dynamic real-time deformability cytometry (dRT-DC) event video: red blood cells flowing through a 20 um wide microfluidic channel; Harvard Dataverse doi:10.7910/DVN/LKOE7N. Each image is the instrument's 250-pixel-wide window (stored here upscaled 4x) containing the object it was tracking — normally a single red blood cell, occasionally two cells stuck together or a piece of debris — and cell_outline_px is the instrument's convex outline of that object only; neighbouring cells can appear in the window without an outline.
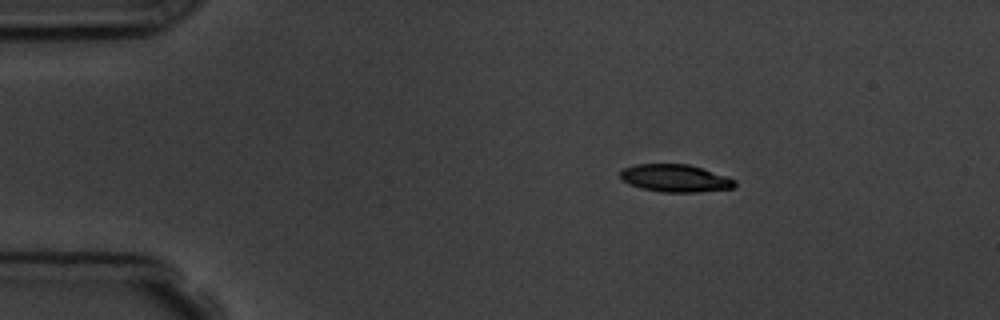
{"species": "common noctule bat (a hibernating species)", "species_latin": "Nyctalus noctula", "temperature_condition": "room temperature", "stored_images_in_passage": 4, "camera_frame_rate_fps": 3000, "um_per_image_px": 0.085, "animal": {"sex": "male", "body_mass_g": 19.5, "forearm_length_mm": 54.6}, "frame": {"image": 1, "passage_image": 2, "time_ms": 1.0, "image_size_px": [1000, 320], "cell_outline_px": [[736, 184], [732, 188], [696, 192], [660, 192], [644, 188], [620, 180], [620, 172], [624, 168], [636, 164], [688, 164], [728, 176], [736, 180]], "centroid_in_image_um": [57.41, 15.14], "position_along_channel_um": 27.6, "area_um2": 18.26}}